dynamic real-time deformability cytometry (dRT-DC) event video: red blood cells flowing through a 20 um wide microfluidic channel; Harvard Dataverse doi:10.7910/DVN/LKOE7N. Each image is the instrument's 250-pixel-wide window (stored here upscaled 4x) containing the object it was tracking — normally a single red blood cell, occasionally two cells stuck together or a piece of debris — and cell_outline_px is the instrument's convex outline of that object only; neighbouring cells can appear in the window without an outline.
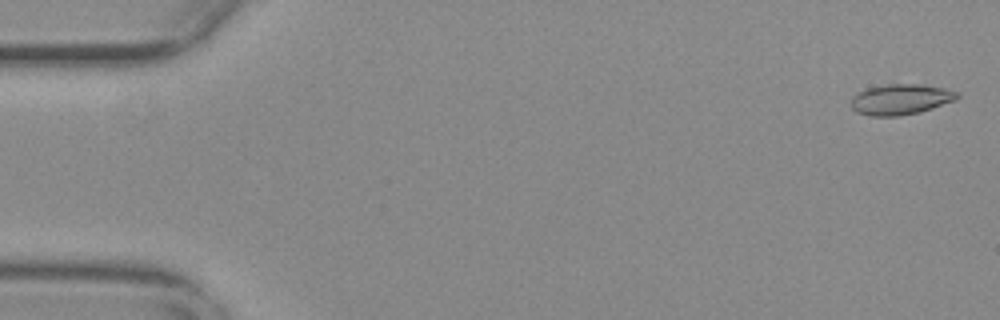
{"species": "common noctule bat (a hibernating species)", "species_latin": "Nyctalus noctula", "temperature_condition": "warm", "stored_images_in_passage": 56, "camera_frame_rate_fps": 3000, "um_per_image_px": 0.085, "animal": {"sex": "female", "body_mass_g": 29.2, "forearm_length_mm": 56.3}, "frame": {"image": 1, "passage_image": 2, "time_ms": 0.333, "image_size_px": [1000, 320], "cell_outline_px": [[960, 96], [956, 100], [920, 112], [900, 116], [868, 116], [856, 112], [852, 108], [852, 96], [868, 88], [888, 84], [920, 84], [944, 88], [960, 92]], "centroid_in_image_um": [76.58, 8.45], "position_along_channel_um": 8.4, "area_um2": 18.96}}
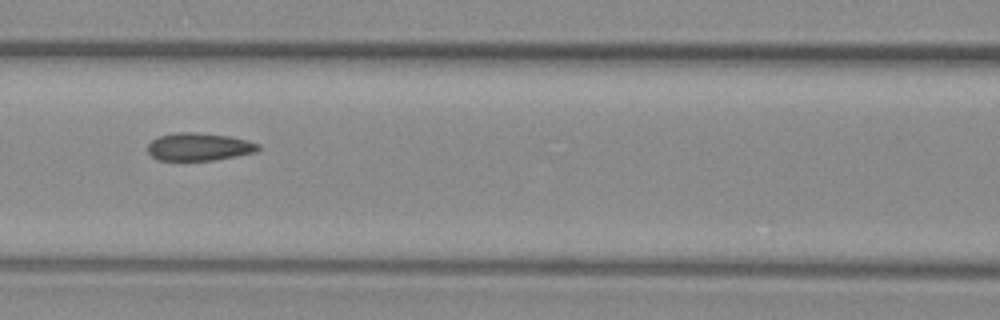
{"frame": {"image": 2, "passage_image": 25, "time_ms": 8.0, "image_size_px": [1000, 320], "cell_outline_px": [[260, 148], [256, 152], [212, 160], [160, 160], [152, 156], [148, 152], [148, 144], [152, 140], [160, 136], [176, 132], [196, 132], [232, 136], [248, 140], [260, 144]], "centroid_in_image_um": [16.94, 12.46], "position_along_channel_um": 149.7, "area_um2": 17.86}}
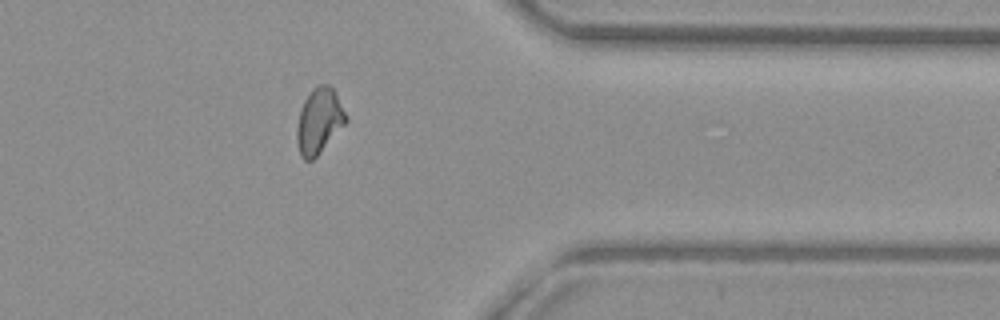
{"frame": {"image": 3, "passage_image": 45, "time_ms": 14.667, "image_size_px": [1000, 320], "cell_outline_px": [[348, 120], [316, 156], [312, 160], [304, 160], [300, 156], [296, 140], [296, 128], [300, 108], [304, 100], [312, 88], [316, 84], [328, 84], [332, 88], [348, 116]], "centroid_in_image_um": [27.09, 10.26], "position_along_channel_um": 384.3, "area_um2": 18.67}, "authors_computed_cell_mechanics": {"area_um2": 18.3226, "velocity_mm_per_s": 3.7396, "shape_relaxation_time_tau1_ms": null, "shape_relaxation_time_tau2_ms": 1.512, "deformation_change_tau1": null, "deformation_change_tau2": 0.0833}}